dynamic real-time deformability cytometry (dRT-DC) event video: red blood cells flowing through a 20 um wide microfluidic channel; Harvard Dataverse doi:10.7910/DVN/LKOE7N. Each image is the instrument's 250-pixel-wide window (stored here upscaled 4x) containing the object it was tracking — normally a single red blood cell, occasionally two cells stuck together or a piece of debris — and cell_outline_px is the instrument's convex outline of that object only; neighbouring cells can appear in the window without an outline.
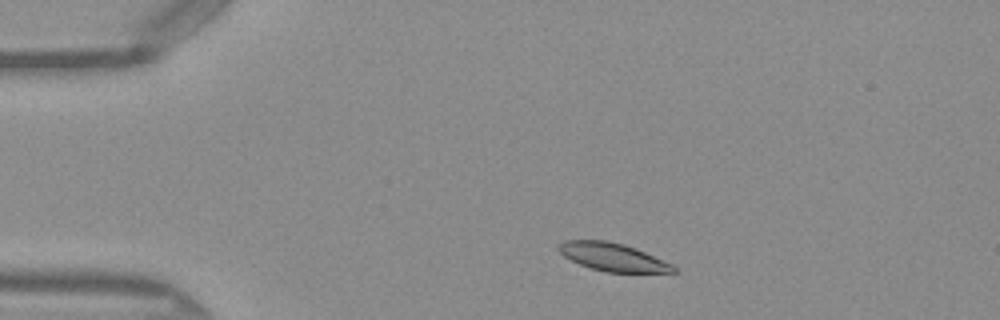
{"species": "Egyptian fruit bat (a non-hibernating species)", "species_latin": "Rousettus aegyptiacus", "temperature_condition": "warm", "stored_images_in_passage": 44, "camera_frame_rate_fps": 3000, "um_per_image_px": 0.085, "frame": {"image": 1, "passage_image": 4, "time_ms": 1.0, "image_size_px": [1000, 320], "cell_outline_px": [[676, 272], [604, 272], [580, 264], [564, 256], [556, 248], [564, 240], [604, 240], [624, 244], [644, 252], [672, 264], [676, 268]], "centroid_in_image_um": [52.06, 21.84], "position_along_channel_um": 32.9, "area_um2": 18.44}}
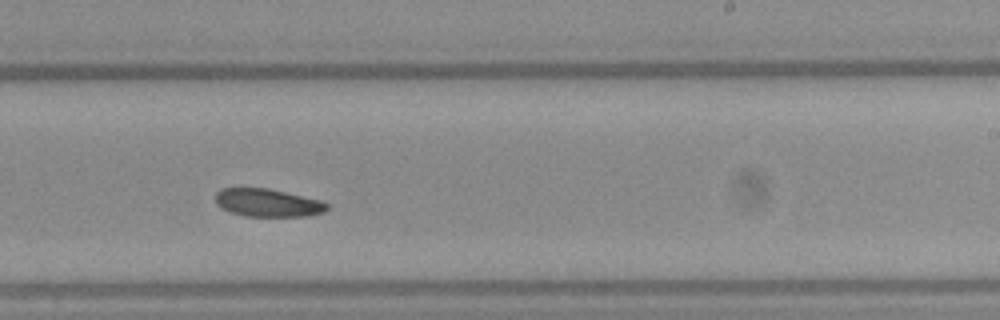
{"frame": {"image": 2, "passage_image": 25, "time_ms": 8.0, "image_size_px": [1000, 320], "cell_outline_px": [[328, 208], [324, 212], [308, 216], [244, 216], [220, 208], [216, 204], [216, 192], [220, 188], [268, 188], [324, 200], [328, 204]], "centroid_in_image_um": [22.78, 17.23], "position_along_channel_um": 266.2, "area_um2": 18.38}}
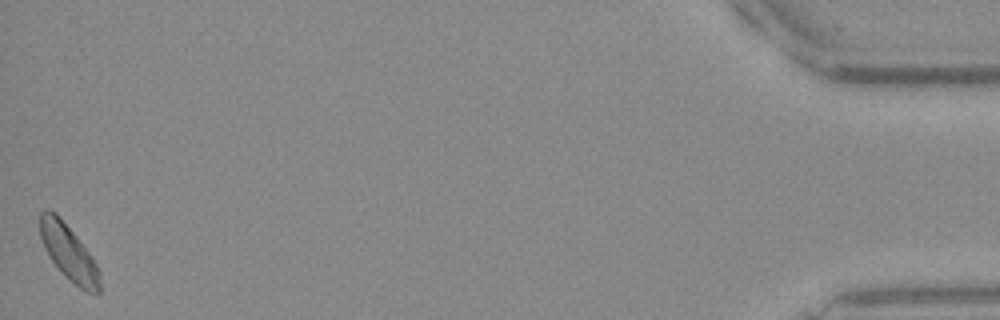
{"frame": {"image": 3, "passage_image": 44, "time_ms": 14.333, "image_size_px": [1000, 320], "cell_outline_px": [[100, 296], [96, 296], [80, 288], [48, 256], [44, 248], [40, 236], [40, 212], [44, 208], [48, 208], [56, 212], [92, 256], [100, 272]], "centroid_in_image_um": [5.85, 21.45], "position_along_channel_um": 429.3, "area_um2": 19.13}, "authors_computed_cell_mechanics": {"area_um2": 19.0451, "velocity_mm_per_s": 4.0521, "shape_relaxation_time_tau1_ms": 7.1548, "shape_relaxation_time_tau2_ms": null, "deformation_change_tau1": 0.1104, "deformation_change_tau2": null}}